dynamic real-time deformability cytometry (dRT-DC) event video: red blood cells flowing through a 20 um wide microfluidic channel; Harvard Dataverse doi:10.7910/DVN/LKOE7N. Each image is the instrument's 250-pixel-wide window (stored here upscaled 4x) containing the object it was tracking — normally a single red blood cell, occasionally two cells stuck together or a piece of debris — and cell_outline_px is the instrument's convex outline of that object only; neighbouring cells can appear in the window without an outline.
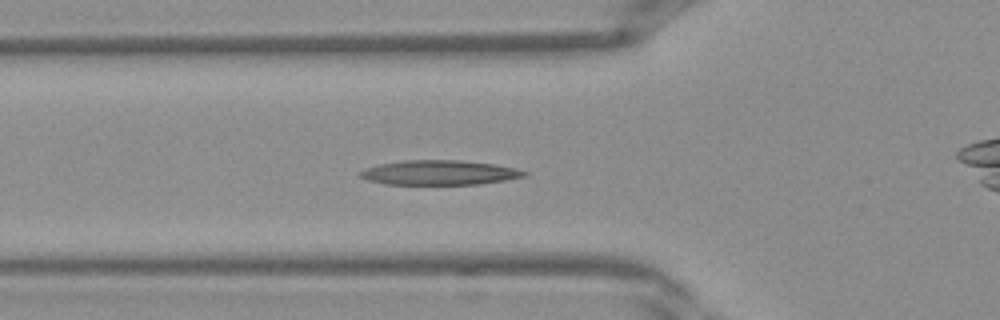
{"species": "Egyptian fruit bat (a non-hibernating species)", "species_latin": "Rousettus aegyptiacus", "temperature_condition": "warm", "stored_images_in_passage": 33, "camera_frame_rate_fps": 3000, "um_per_image_px": 0.085, "frame": {"image": 1, "passage_image": 6, "time_ms": 1.667, "image_size_px": [1000, 320], "cell_outline_px": [[528, 172], [524, 176], [504, 180], [480, 184], [384, 184], [368, 180], [360, 176], [360, 172], [364, 168], [380, 164], [404, 160], [460, 160], [496, 164], [516, 168]], "centroid_in_image_um": [37.35, 14.66], "position_along_channel_um": 88.5, "area_um2": 23.47}}
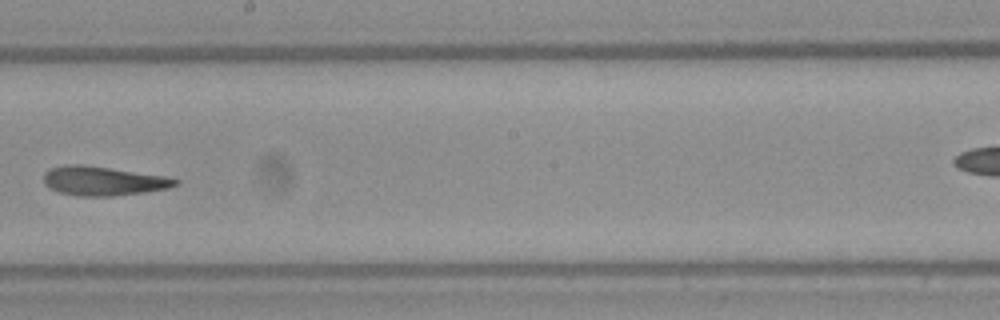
{"frame": {"image": 2, "passage_image": 15, "time_ms": 4.667, "image_size_px": [1000, 320], "cell_outline_px": [[180, 184], [168, 188], [144, 192], [112, 196], [80, 196], [60, 192], [44, 184], [44, 172], [52, 168], [68, 164], [84, 164], [168, 176], [180, 180]], "centroid_in_image_um": [8.82, 15.37], "position_along_channel_um": 239.4, "area_um2": 22.43}}
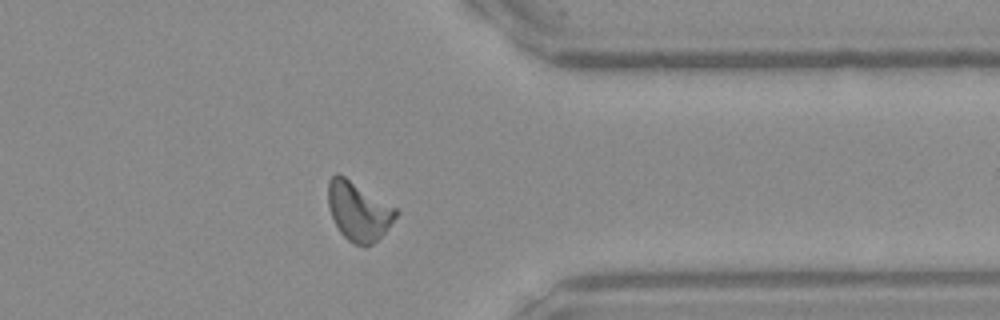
{"frame": {"image": 3, "passage_image": 24, "time_ms": 7.667, "image_size_px": [1000, 320], "cell_outline_px": [[400, 212], [384, 232], [372, 244], [364, 248], [352, 244], [340, 232], [332, 216], [328, 204], [328, 180], [336, 172], [344, 176], [396, 208]], "centroid_in_image_um": [30.46, 17.97], "position_along_channel_um": 380.9, "area_um2": 23.06}}